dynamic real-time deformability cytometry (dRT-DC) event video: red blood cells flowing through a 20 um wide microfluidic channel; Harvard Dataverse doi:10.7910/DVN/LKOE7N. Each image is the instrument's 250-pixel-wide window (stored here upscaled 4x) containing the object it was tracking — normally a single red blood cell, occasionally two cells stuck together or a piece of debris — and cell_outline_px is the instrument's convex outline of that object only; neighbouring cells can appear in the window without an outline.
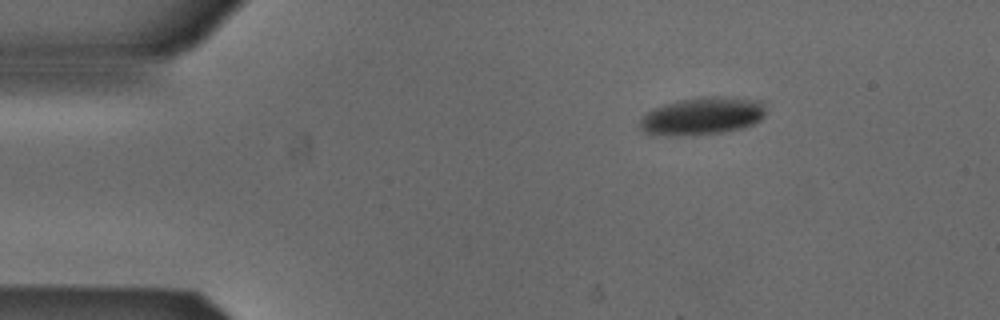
{"species": "Egyptian fruit bat (a non-hibernating species)", "species_latin": "Rousettus aegyptiacus", "temperature_condition": "cold", "stored_images_in_passage": 9, "camera_frame_rate_fps": 3000, "um_per_image_px": 0.085, "animal": {"sex": "male"}, "frame": {"image": 1, "passage_image": 9, "time_ms": 2.667, "image_size_px": [1000, 320], "cell_outline_px": [[764, 116], [760, 120], [752, 124], [740, 128], [720, 132], [692, 136], [664, 136], [644, 132], [640, 128], [640, 120], [648, 112], [656, 108], [680, 100], [712, 96], [716, 96], [760, 100], [764, 104]], "centroid_in_image_um": [59.7, 9.88], "position_along_channel_um": 25.3, "area_um2": 27.28}}